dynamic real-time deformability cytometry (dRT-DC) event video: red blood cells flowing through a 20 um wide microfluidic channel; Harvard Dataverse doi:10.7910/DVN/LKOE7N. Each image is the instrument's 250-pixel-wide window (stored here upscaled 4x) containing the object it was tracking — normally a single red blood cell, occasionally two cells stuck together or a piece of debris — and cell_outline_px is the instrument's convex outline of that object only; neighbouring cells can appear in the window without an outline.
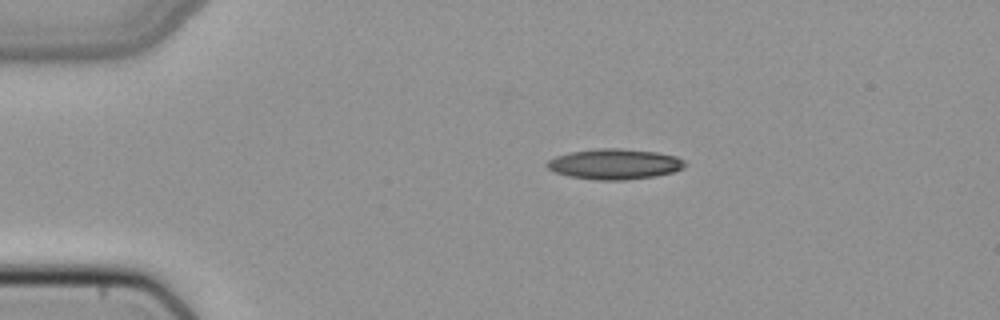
{"species": "common noctule bat (a hibernating species)", "species_latin": "Nyctalus noctula", "temperature_condition": "cold", "stored_images_in_passage": 42, "camera_frame_rate_fps": 3000, "um_per_image_px": 0.085, "animal": {"sex": "female", "body_mass_g": 22.7, "forearm_length_mm": 54.2}, "frame": {"image": 1, "passage_image": 1, "time_ms": 0.0, "image_size_px": [1000, 320], "cell_outline_px": [[688, 164], [684, 168], [672, 172], [656, 176], [624, 180], [596, 180], [568, 176], [556, 172], [548, 168], [544, 164], [548, 160], [556, 156], [572, 152], [596, 148], [620, 148], [656, 152], [676, 156], [684, 160]], "centroid_in_image_um": [52.26, 13.94], "position_along_channel_um": 32.7, "area_um2": 24.57}}
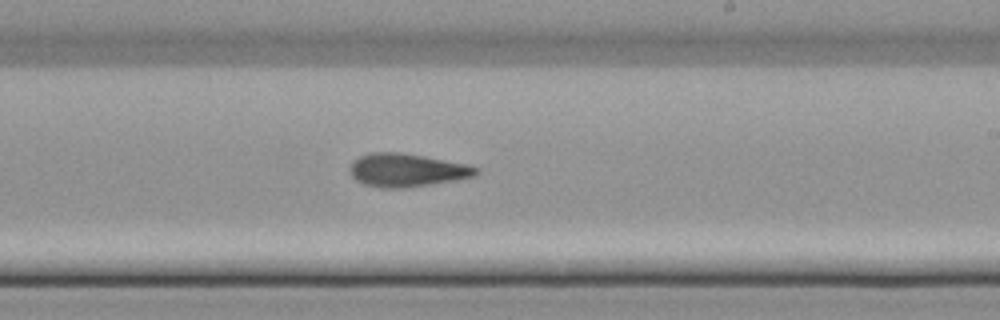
{"frame": {"image": 2, "passage_image": 21, "time_ms": 6.667, "image_size_px": [1000, 320], "cell_outline_px": [[480, 172], [476, 176], [404, 188], [380, 188], [364, 184], [356, 180], [352, 176], [348, 168], [352, 160], [368, 152], [400, 152], [424, 156], [468, 164], [480, 168]], "centroid_in_image_um": [34.55, 14.45], "position_along_channel_um": 254.4, "area_um2": 24.57}}
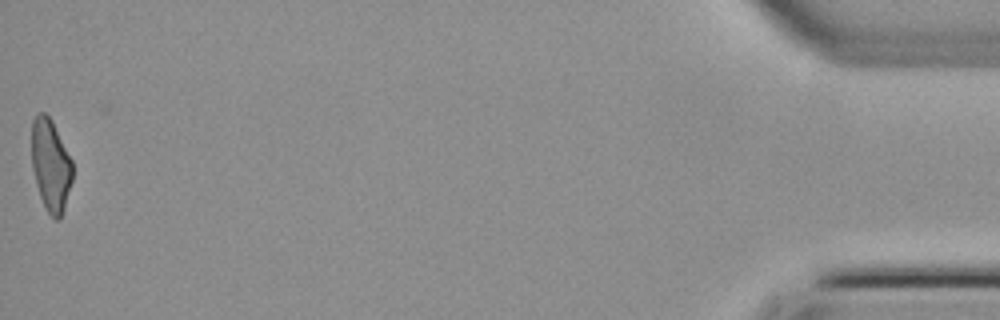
{"frame": {"image": 3, "passage_image": 41, "time_ms": 13.333, "image_size_px": [1000, 320], "cell_outline_px": [[72, 180], [64, 208], [60, 220], [56, 220], [48, 212], [40, 196], [36, 184], [32, 168], [32, 120], [40, 112], [44, 112], [52, 120], [72, 160]], "centroid_in_image_um": [4.31, 14.03], "position_along_channel_um": 430.9, "area_um2": 21.73}}